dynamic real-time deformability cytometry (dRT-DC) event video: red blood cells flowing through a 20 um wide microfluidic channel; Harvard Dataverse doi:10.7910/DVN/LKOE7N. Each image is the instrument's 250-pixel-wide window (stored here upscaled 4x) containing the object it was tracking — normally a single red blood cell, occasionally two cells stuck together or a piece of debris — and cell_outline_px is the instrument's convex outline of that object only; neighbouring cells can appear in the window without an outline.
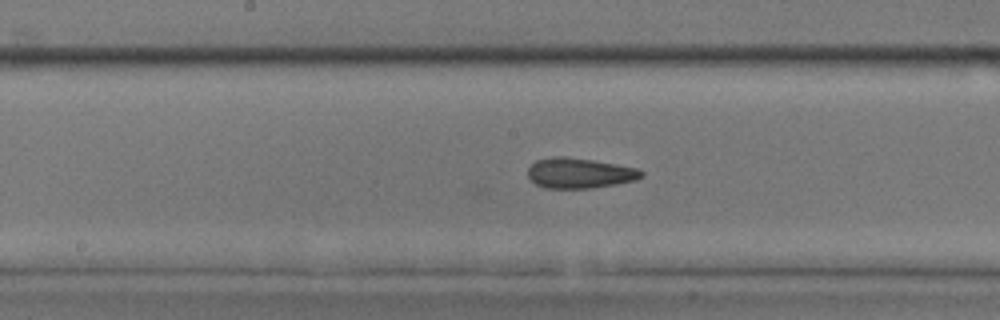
{"species": "common noctule bat (a hibernating species)", "species_latin": "Nyctalus noctula", "temperature_condition": "room temperature", "stored_images_in_passage": 22, "camera_frame_rate_fps": 3000, "um_per_image_px": 0.085, "animal": {"sex": "male", "body_mass_g": 17.9, "forearm_length_mm": 54.2}, "frame": {"image": 1, "passage_image": 11, "time_ms": 3.333, "image_size_px": [1000, 320], "cell_outline_px": [[644, 176], [636, 180], [616, 184], [592, 188], [544, 188], [536, 184], [528, 176], [528, 168], [536, 160], [560, 156], [564, 156], [592, 160], [616, 164], [636, 168], [644, 172]], "centroid_in_image_um": [49.28, 14.72], "position_along_channel_um": 198.9, "area_um2": 19.94}}
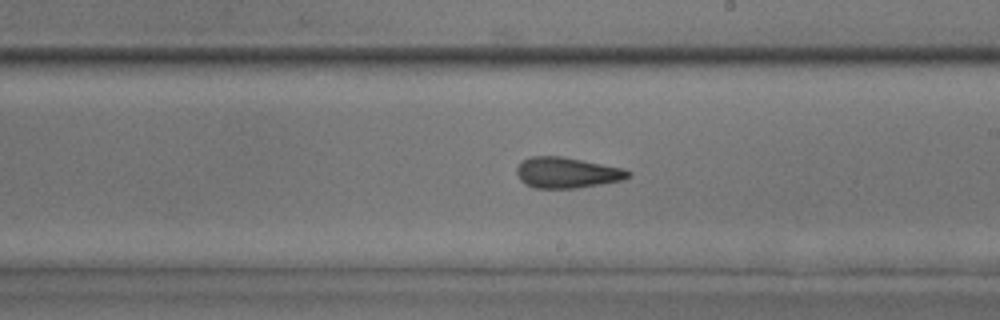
{"frame": {"image": 2, "passage_image": 14, "time_ms": 4.333, "image_size_px": [1000, 320], "cell_outline_px": [[632, 172], [628, 176], [620, 180], [600, 184], [576, 188], [536, 188], [524, 184], [520, 180], [516, 172], [516, 168], [520, 160], [532, 156], [560, 156], [624, 168]], "centroid_in_image_um": [48.13, 14.67], "position_along_channel_um": 240.9, "area_um2": 19.94}}
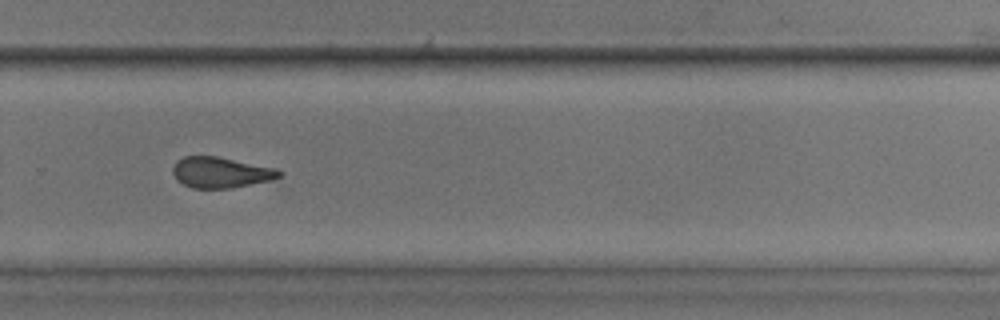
{"frame": {"image": 3, "passage_image": 19, "time_ms": 6.0, "image_size_px": [1000, 320], "cell_outline_px": [[284, 172], [280, 176], [272, 180], [232, 188], [192, 188], [176, 180], [172, 172], [172, 168], [176, 160], [184, 156], [216, 156], [276, 168]], "centroid_in_image_um": [18.75, 14.66], "position_along_channel_um": 311.0, "area_um2": 19.19}}